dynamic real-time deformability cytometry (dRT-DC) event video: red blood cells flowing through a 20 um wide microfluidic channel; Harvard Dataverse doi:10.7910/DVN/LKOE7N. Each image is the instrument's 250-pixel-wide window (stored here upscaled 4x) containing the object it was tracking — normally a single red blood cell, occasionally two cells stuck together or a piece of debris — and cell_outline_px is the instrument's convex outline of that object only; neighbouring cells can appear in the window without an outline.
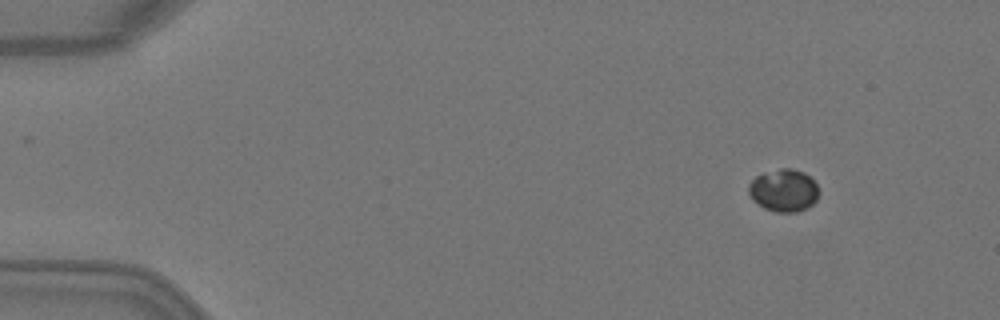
{"species": "Egyptian fruit bat (a non-hibernating species)", "species_latin": "Rousettus aegyptiacus", "temperature_condition": "warm", "stored_images_in_passage": 5, "camera_frame_rate_fps": 3000, "um_per_image_px": 0.085, "animal": {"sex": "female"}, "frame": {"image": 1, "passage_image": 1, "time_ms": 0.0, "image_size_px": [1000, 320], "cell_outline_px": [[816, 200], [808, 208], [796, 212], [776, 212], [764, 208], [752, 200], [748, 192], [748, 184], [756, 176], [764, 172], [780, 168], [792, 168], [804, 172], [816, 184]], "centroid_in_image_um": [66.57, 16.18], "position_along_channel_um": 18.4, "area_um2": 17.34}}
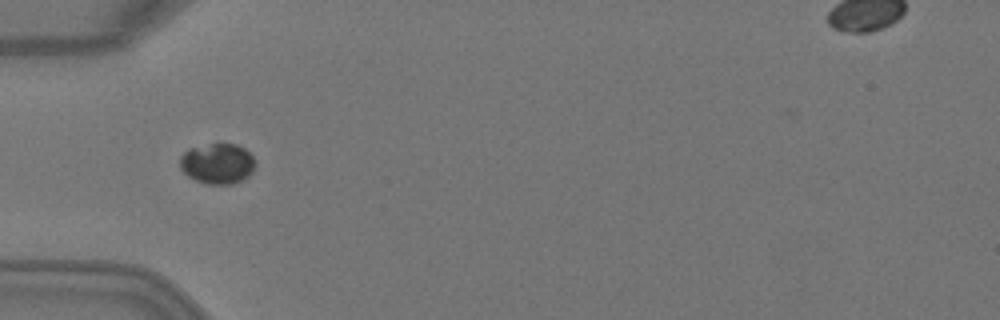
{"frame": {"image": 2, "passage_image": 4, "time_ms": 1.0, "image_size_px": [1000, 320], "cell_outline_px": [[252, 172], [244, 180], [232, 184], [204, 184], [188, 176], [180, 168], [180, 156], [188, 148], [212, 144], [236, 144], [244, 148], [252, 156]], "centroid_in_image_um": [18.45, 13.92], "position_along_channel_um": 66.6, "area_um2": 17.63}}